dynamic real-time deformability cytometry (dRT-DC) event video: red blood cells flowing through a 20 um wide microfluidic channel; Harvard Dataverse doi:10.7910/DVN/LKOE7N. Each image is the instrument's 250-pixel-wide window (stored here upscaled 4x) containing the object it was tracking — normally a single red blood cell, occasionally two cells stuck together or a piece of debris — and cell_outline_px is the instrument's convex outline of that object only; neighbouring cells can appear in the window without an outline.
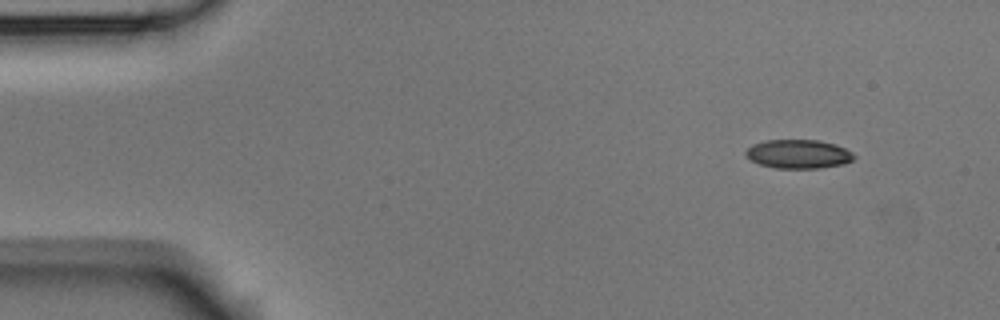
{"species": "Egyptian fruit bat (a non-hibernating species)", "species_latin": "Rousettus aegyptiacus", "temperature_condition": "room temperature", "stored_images_in_passage": 3, "camera_frame_rate_fps": 3000, "um_per_image_px": 0.085, "animal": {"sex": "male"}, "frame": {"image": 1, "passage_image": 1, "time_ms": 0.0, "image_size_px": [1000, 320], "cell_outline_px": [[856, 156], [852, 160], [844, 164], [820, 168], [776, 168], [760, 164], [744, 156], [744, 152], [752, 144], [764, 140], [820, 140], [836, 144], [852, 152]], "centroid_in_image_um": [67.86, 13.08], "position_along_channel_um": 17.1, "area_um2": 18.32}}
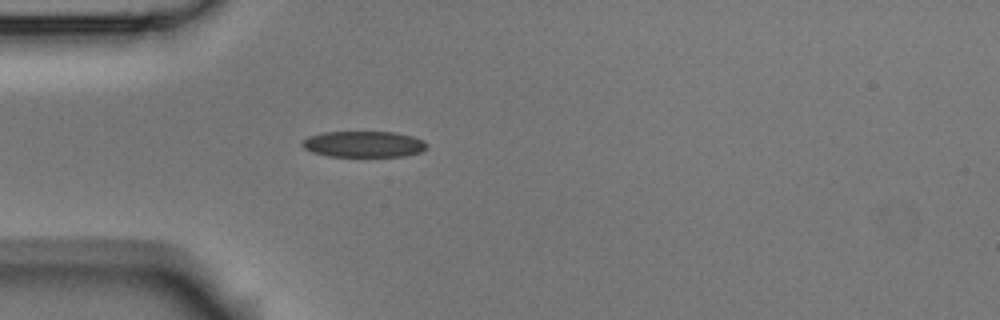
{"frame": {"image": 2, "passage_image": 3, "time_ms": 0.667, "image_size_px": [1000, 320], "cell_outline_px": [[428, 148], [420, 152], [404, 156], [328, 156], [312, 152], [304, 148], [300, 144], [300, 140], [308, 136], [324, 132], [396, 132], [412, 136], [424, 140], [428, 144]], "centroid_in_image_um": [30.9, 12.25], "position_along_channel_um": 54.1, "area_um2": 19.13}}